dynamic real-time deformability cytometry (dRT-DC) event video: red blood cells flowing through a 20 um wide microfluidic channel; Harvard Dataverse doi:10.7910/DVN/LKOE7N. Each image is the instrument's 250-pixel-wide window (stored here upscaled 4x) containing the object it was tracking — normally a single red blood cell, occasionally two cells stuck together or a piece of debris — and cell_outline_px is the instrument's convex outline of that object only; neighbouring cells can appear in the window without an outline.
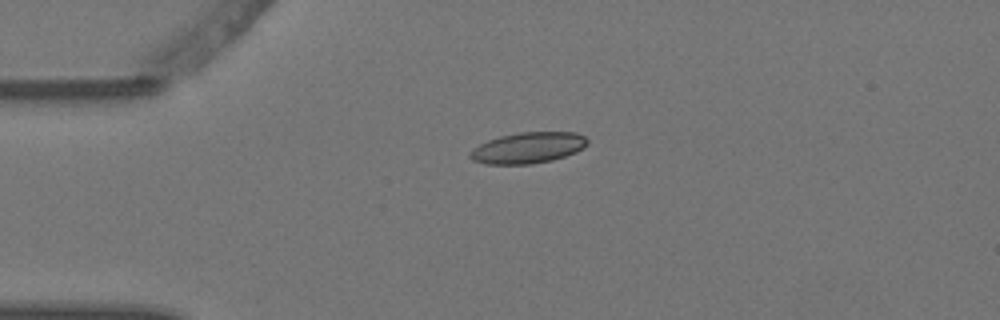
{"species": "Egyptian fruit bat (a non-hibernating species)", "species_latin": "Rousettus aegyptiacus", "temperature_condition": "warm", "stored_images_in_passage": 2, "camera_frame_rate_fps": 3000, "um_per_image_px": 0.085, "animal": {"sex": "female"}, "frame": {"image": 1, "passage_image": 1, "time_ms": 0.0, "image_size_px": [1000, 320], "cell_outline_px": [[588, 144], [576, 152], [552, 160], [532, 164], [484, 164], [472, 160], [468, 156], [468, 152], [472, 148], [488, 140], [500, 136], [520, 132], [576, 132], [584, 136], [588, 140]], "centroid_in_image_um": [44.85, 12.56], "position_along_channel_um": 40.2, "area_um2": 21.33}}